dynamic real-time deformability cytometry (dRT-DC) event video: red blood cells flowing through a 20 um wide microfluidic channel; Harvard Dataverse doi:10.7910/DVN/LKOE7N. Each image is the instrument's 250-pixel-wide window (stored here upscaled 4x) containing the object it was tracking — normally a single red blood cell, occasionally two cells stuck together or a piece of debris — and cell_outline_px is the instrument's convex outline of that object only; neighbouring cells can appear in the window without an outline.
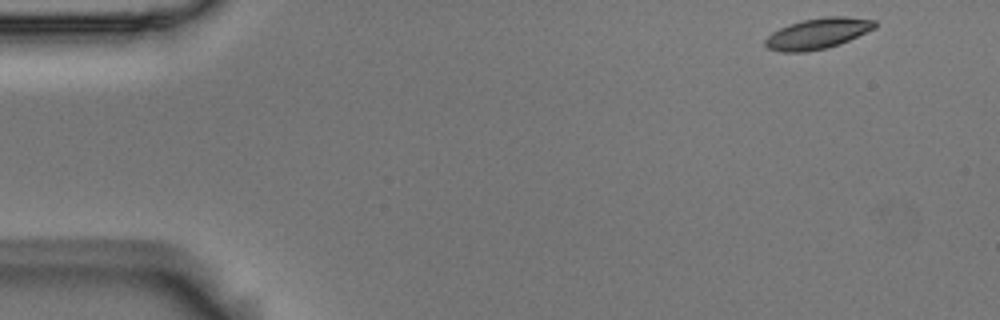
{"species": "Egyptian fruit bat (a non-hibernating species)", "species_latin": "Rousettus aegyptiacus", "temperature_condition": "room temperature", "stored_images_in_passage": 51, "camera_frame_rate_fps": 3000, "um_per_image_px": 0.085, "animal": {"sex": "male"}, "frame": {"image": 1, "passage_image": 1, "time_ms": 0.0, "image_size_px": [1000, 320], "cell_outline_px": [[876, 28], [840, 44], [828, 48], [804, 52], [780, 52], [768, 48], [764, 44], [764, 40], [772, 32], [788, 24], [804, 20], [824, 16], [844, 16], [876, 20]], "centroid_in_image_um": [69.51, 2.85], "position_along_channel_um": 15.5, "area_um2": 19.77}}
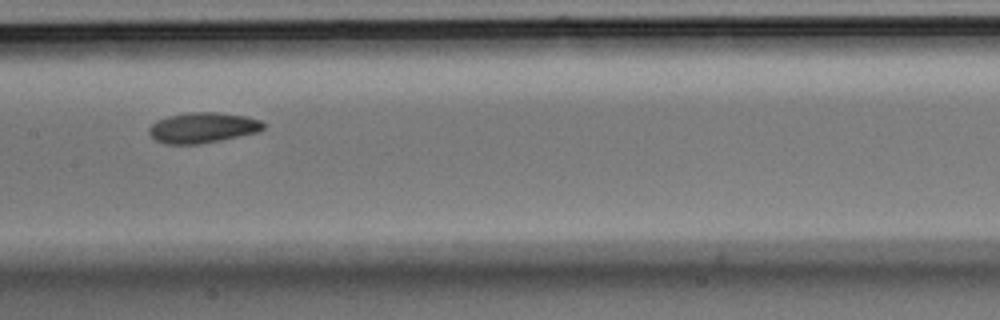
{"frame": {"image": 2, "passage_image": 24, "time_ms": 7.667, "image_size_px": [1000, 320], "cell_outline_px": [[264, 128], [256, 132], [220, 140], [200, 144], [164, 144], [156, 140], [148, 132], [148, 128], [156, 120], [168, 116], [188, 112], [216, 112], [244, 116], [260, 120], [264, 124]], "centroid_in_image_um": [17.18, 10.85], "position_along_channel_um": 190.2, "area_um2": 20.17}}
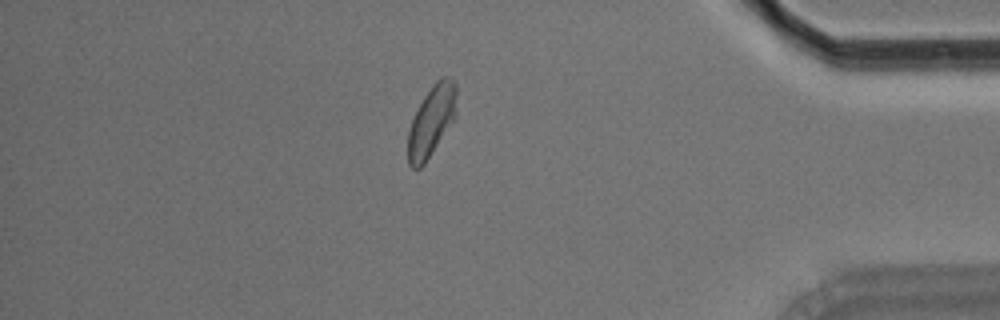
{"frame": {"image": 3, "passage_image": 44, "time_ms": 14.333, "image_size_px": [1000, 320], "cell_outline_px": [[456, 116], [424, 164], [420, 168], [412, 168], [408, 164], [408, 132], [412, 120], [424, 96], [432, 84], [440, 76], [448, 76], [456, 80]], "centroid_in_image_um": [36.69, 10.23], "position_along_channel_um": 398.5, "area_um2": 19.94}, "authors_computed_cell_mechanics": {"area_um2": 19.8254, "velocity_mm_per_s": 3.6507, "shape_relaxation_time_tau1_ms": 3.8953, "shape_relaxation_time_tau2_ms": 6.2948, "deformation_change_tau1": 0.1129, "deformation_change_tau2": 0.1123}}